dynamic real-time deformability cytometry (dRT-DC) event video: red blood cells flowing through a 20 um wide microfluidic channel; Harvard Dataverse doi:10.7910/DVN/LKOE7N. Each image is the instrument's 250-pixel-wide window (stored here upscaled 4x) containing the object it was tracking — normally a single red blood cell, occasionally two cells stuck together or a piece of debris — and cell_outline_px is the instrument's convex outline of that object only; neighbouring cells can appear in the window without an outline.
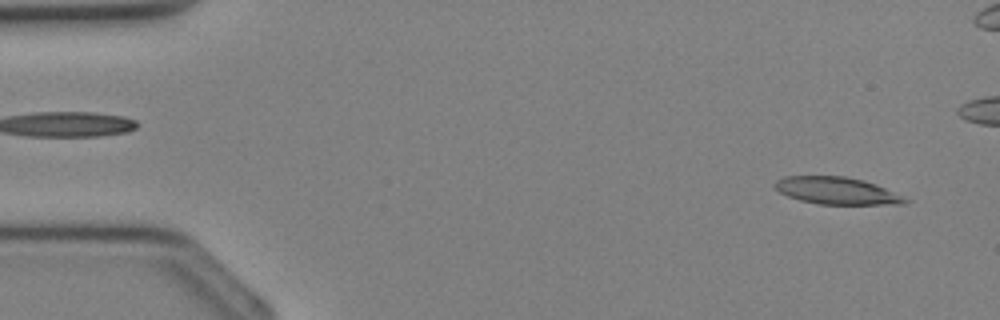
{"species": "Egyptian fruit bat (a non-hibernating species)", "species_latin": "Rousettus aegyptiacus", "temperature_condition": "cold", "stored_images_in_passage": 36, "camera_frame_rate_fps": 3000, "um_per_image_px": 0.085, "animal": {"sex": "female"}, "frame": {"image": 1, "passage_image": 2, "time_ms": 0.333, "image_size_px": [1000, 320], "cell_outline_px": [[908, 200], [904, 204], [820, 204], [800, 200], [788, 196], [780, 192], [772, 184], [776, 180], [784, 176], [844, 176], [864, 180], [884, 188]], "centroid_in_image_um": [71.05, 16.2], "position_along_channel_um": 14.0, "area_um2": 20.29}}
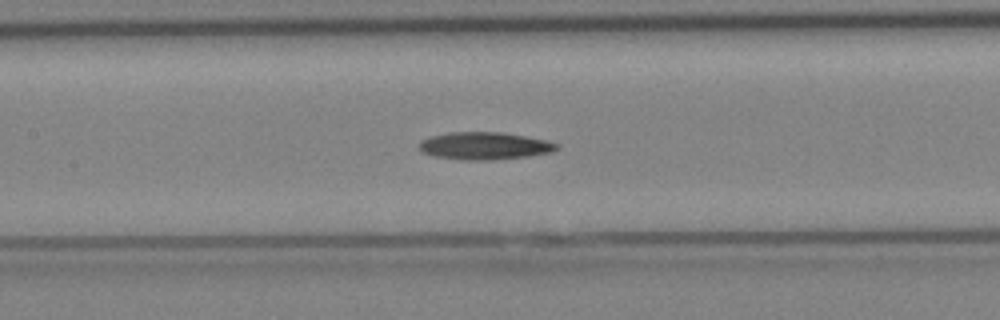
{"frame": {"image": 2, "passage_image": 16, "time_ms": 5.0, "image_size_px": [1000, 320], "cell_outline_px": [[560, 148], [552, 152], [528, 156], [492, 160], [460, 160], [436, 156], [420, 152], [420, 140], [432, 136], [448, 132], [500, 132], [548, 140], [560, 144]], "centroid_in_image_um": [41.21, 12.4], "position_along_channel_um": 166.2, "area_um2": 22.14}}
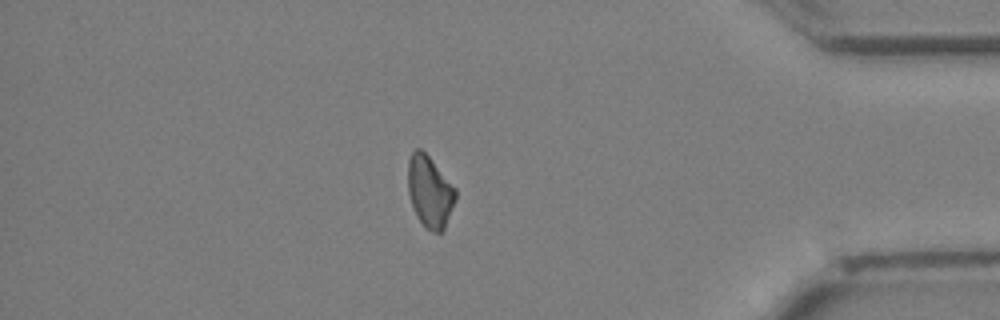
{"frame": {"image": 3, "passage_image": 30, "time_ms": 9.667, "image_size_px": [1000, 320], "cell_outline_px": [[456, 200], [444, 228], [440, 232], [432, 232], [424, 228], [412, 204], [408, 192], [408, 160], [412, 152], [416, 148], [420, 148], [428, 156], [456, 188]], "centroid_in_image_um": [36.53, 16.29], "position_along_channel_um": 398.7, "area_um2": 19.65}}